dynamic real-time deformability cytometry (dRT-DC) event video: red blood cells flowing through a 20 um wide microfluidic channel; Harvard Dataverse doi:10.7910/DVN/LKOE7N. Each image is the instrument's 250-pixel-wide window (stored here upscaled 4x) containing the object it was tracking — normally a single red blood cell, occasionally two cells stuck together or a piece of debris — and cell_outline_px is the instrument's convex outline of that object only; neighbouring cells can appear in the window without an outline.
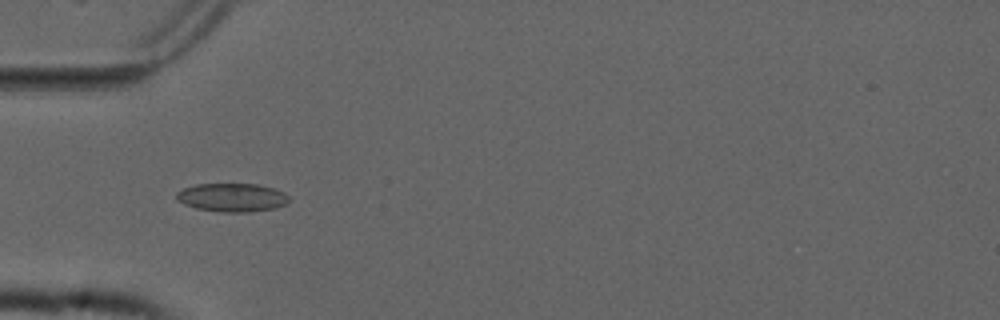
{"species": "common noctule bat (a hibernating species)", "species_latin": "Nyctalus noctula", "temperature_condition": "cold", "stored_images_in_passage": 30, "camera_frame_rate_fps": 3000, "um_per_image_px": 0.085, "animal": {"sex": "male", "forearm_length_mm": 52.5}, "frame": {"image": 1, "passage_image": 5, "time_ms": 1.333, "image_size_px": [1000, 320], "cell_outline_px": [[288, 200], [284, 204], [276, 208], [248, 212], [220, 212], [196, 208], [184, 204], [176, 200], [176, 192], [184, 188], [196, 184], [256, 184], [276, 188], [284, 192], [288, 196]], "centroid_in_image_um": [19.71, 16.78], "position_along_channel_um": 65.3, "area_um2": 18.73}}
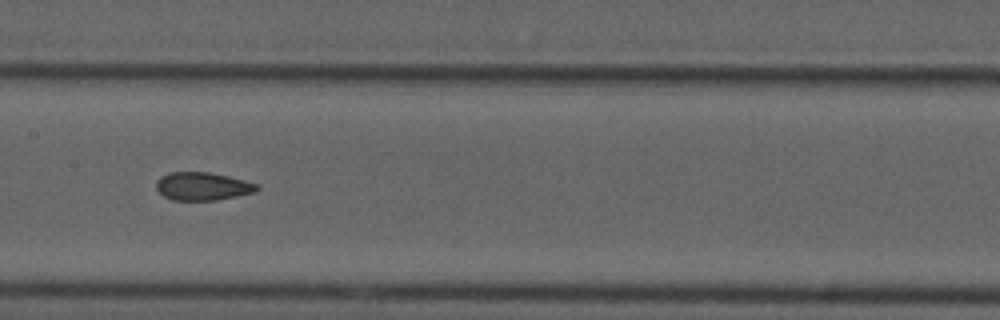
{"frame": {"image": 2, "passage_image": 15, "time_ms": 4.667, "image_size_px": [1000, 320], "cell_outline_px": [[260, 188], [256, 192], [216, 200], [172, 200], [164, 196], [156, 188], [156, 180], [160, 176], [172, 172], [208, 172], [228, 176], [260, 184]], "centroid_in_image_um": [17.24, 15.83], "position_along_channel_um": 190.2, "area_um2": 16.53}}
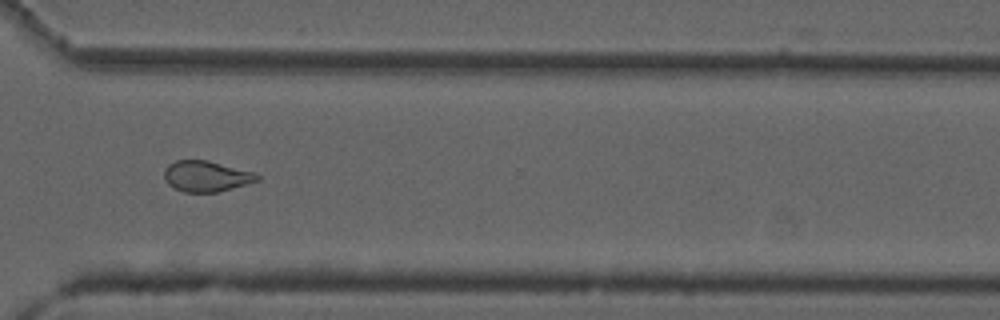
{"frame": {"image": 3, "passage_image": 28, "time_ms": 9.0, "image_size_px": [1000, 320], "cell_outline_px": [[260, 180], [216, 192], [184, 192], [168, 184], [164, 176], [164, 168], [168, 164], [176, 160], [208, 160], [252, 172], [260, 176]], "centroid_in_image_um": [17.5, 14.97], "position_along_channel_um": 353.1, "area_um2": 16.47}}